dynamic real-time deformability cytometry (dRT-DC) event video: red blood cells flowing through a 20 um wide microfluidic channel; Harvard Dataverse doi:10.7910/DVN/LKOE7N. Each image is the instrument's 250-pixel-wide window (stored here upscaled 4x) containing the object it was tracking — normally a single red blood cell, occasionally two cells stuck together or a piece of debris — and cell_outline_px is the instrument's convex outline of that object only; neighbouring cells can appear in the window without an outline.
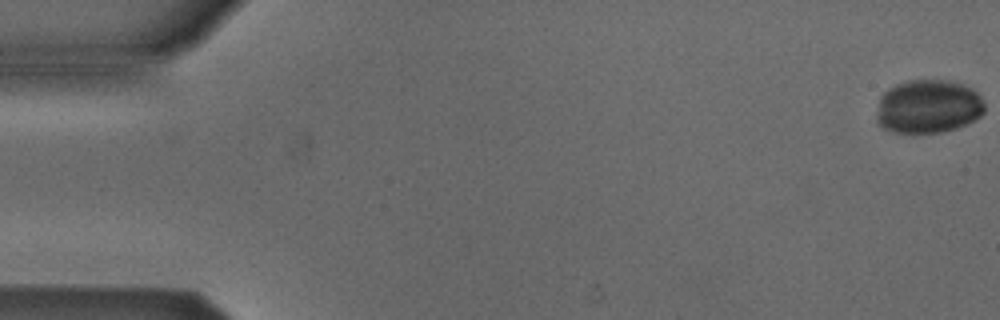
{"species": "Egyptian fruit bat (a non-hibernating species)", "species_latin": "Rousettus aegyptiacus", "temperature_condition": "cold", "stored_images_in_passage": 6, "camera_frame_rate_fps": 3000, "um_per_image_px": 0.085, "animal": {"sex": "male"}, "frame": {"image": 1, "passage_image": 1, "time_ms": 0.0, "image_size_px": [1000, 320], "cell_outline_px": [[984, 112], [980, 116], [956, 128], [940, 132], [896, 132], [884, 128], [876, 120], [876, 116], [880, 96], [884, 92], [896, 84], [908, 80], [948, 80], [972, 88], [980, 96], [984, 104]], "centroid_in_image_um": [78.89, 9.04], "position_along_channel_um": 6.1, "area_um2": 33.47}}
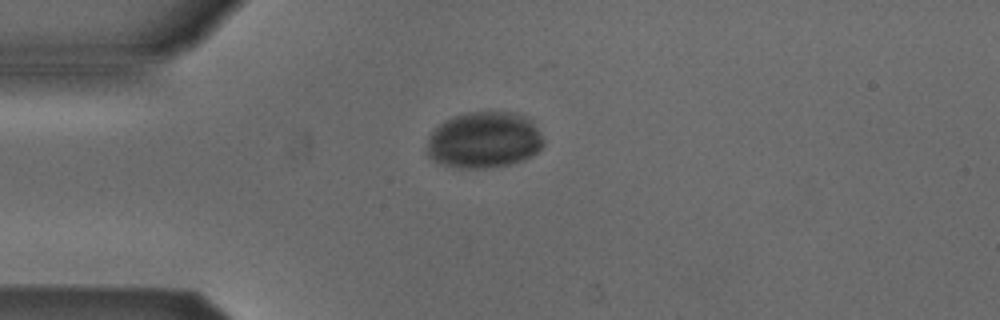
{"frame": {"image": 2, "passage_image": 4, "time_ms": 1.0, "image_size_px": [1000, 320], "cell_outline_px": [[544, 144], [532, 156], [524, 160], [508, 164], [488, 168], [460, 168], [440, 164], [432, 160], [428, 156], [428, 136], [440, 124], [456, 116], [468, 112], [516, 112], [532, 120], [544, 140]], "centroid_in_image_um": [41.16, 11.91], "position_along_channel_um": 43.8, "area_um2": 38.21}}
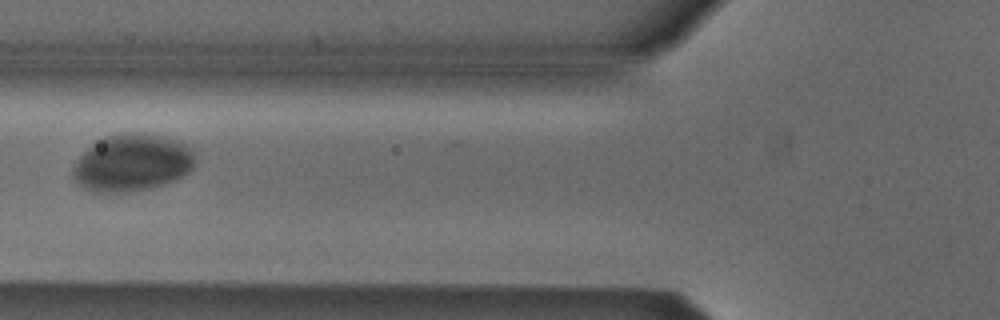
{"frame": {"image": 3, "passage_image": 6, "time_ms": 1.667, "image_size_px": [1000, 320], "cell_outline_px": [[196, 164], [188, 172], [176, 180], [164, 184], [148, 188], [120, 192], [92, 192], [84, 188], [72, 176], [72, 168], [80, 156], [96, 140], [104, 136], [120, 132], [144, 132], [164, 136], [176, 140], [192, 148], [196, 156]], "centroid_in_image_um": [11.25, 13.8], "position_along_channel_um": 114.5, "area_um2": 41.1}}